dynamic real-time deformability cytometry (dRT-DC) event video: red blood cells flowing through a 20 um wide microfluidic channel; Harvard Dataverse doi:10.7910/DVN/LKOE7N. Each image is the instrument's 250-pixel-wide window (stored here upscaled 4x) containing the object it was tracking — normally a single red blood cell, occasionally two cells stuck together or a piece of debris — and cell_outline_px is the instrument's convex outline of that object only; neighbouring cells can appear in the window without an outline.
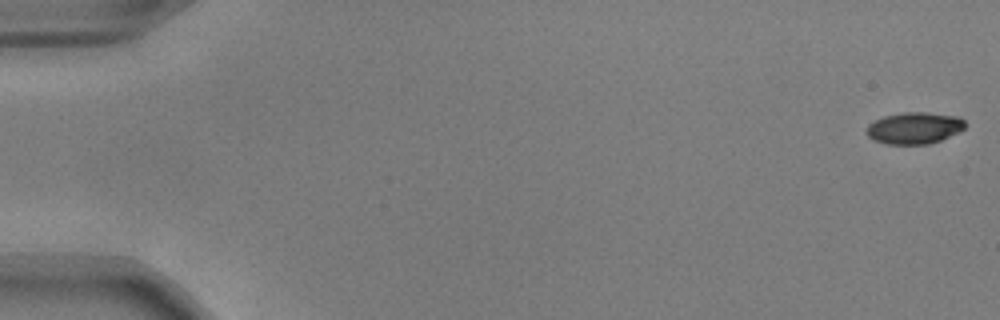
{"species": "common noctule bat (a hibernating species)", "species_latin": "Nyctalus noctula", "temperature_condition": "warm", "stored_images_in_passage": 54, "camera_frame_rate_fps": 3000, "um_per_image_px": 0.085, "animal": {"sex": "male", "body_mass_g": 17.9, "forearm_length_mm": 54.2}, "frame": {"image": 1, "passage_image": 1, "time_ms": 0.0, "image_size_px": [1000, 320], "cell_outline_px": [[964, 128], [960, 132], [940, 140], [928, 144], [888, 144], [872, 140], [868, 136], [868, 124], [884, 116], [904, 112], [928, 112], [960, 116], [964, 120]], "centroid_in_image_um": [77.75, 10.87], "position_along_channel_um": 7.3, "area_um2": 18.21}}
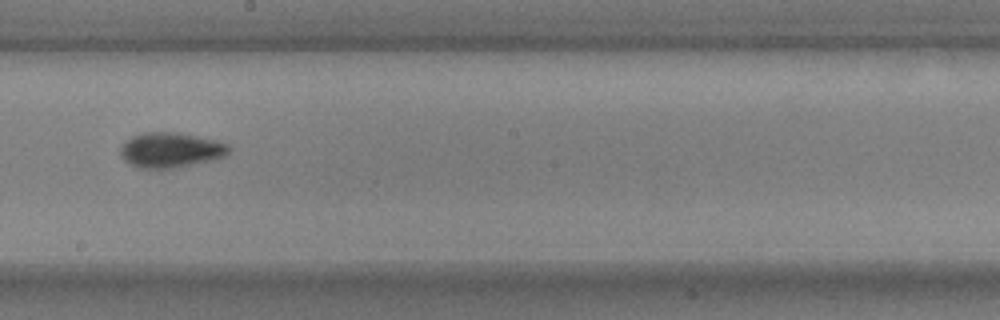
{"frame": {"image": 2, "passage_image": 31, "time_ms": 10.0, "image_size_px": [1000, 320], "cell_outline_px": [[232, 148], [224, 156], [216, 160], [180, 168], [140, 168], [124, 160], [120, 156], [120, 148], [132, 136], [144, 132], [172, 132], [212, 140], [228, 144]], "centroid_in_image_um": [14.52, 12.78], "position_along_channel_um": 233.7, "area_um2": 22.08}}
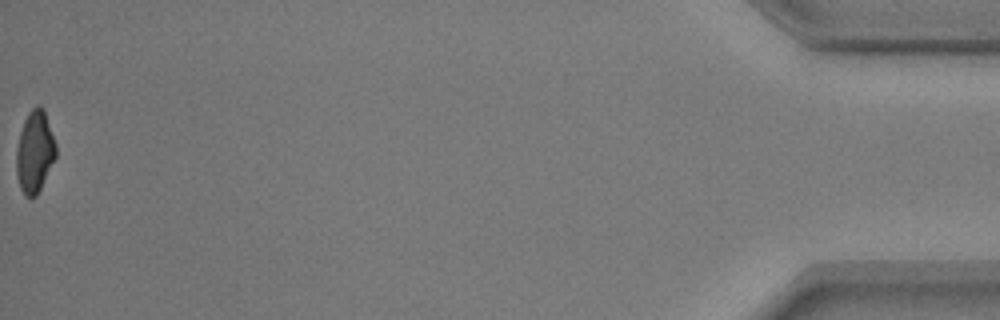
{"frame": {"image": 3, "passage_image": 54, "time_ms": 17.667, "image_size_px": [1000, 320], "cell_outline_px": [[56, 156], [36, 196], [24, 196], [20, 188], [16, 176], [16, 148], [20, 132], [24, 120], [28, 112], [36, 104], [40, 104], [44, 108], [56, 144]], "centroid_in_image_um": [2.94, 12.86], "position_along_channel_um": 432.3, "area_um2": 18.96}, "authors_computed_cell_mechanics": {"area_um2": 19.9988, "velocity_mm_per_s": 3.8053, "shape_relaxation_time_tau1_ms": 2.8812, "shape_relaxation_time_tau2_ms": 2.331, "deformation_change_tau1": 0.1288, "deformation_change_tau2": 0.0591}}